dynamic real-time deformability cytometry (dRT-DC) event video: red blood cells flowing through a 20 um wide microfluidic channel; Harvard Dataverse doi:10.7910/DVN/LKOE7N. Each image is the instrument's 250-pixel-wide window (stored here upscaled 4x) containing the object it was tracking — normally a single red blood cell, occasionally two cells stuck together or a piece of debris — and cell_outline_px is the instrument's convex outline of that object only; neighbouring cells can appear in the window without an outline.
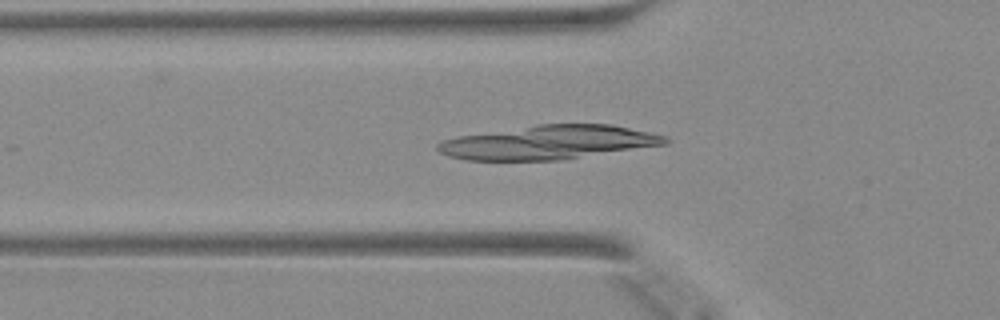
{"species": "Egyptian fruit bat (a non-hibernating species)", "species_latin": "Rousettus aegyptiacus", "temperature_condition": "warm", "stored_images_in_passage": 23, "camera_frame_rate_fps": 3000, "um_per_image_px": 0.085, "animal": {"sex": "female"}, "frame": {"image": 1, "passage_image": 14, "time_ms": 4.333, "image_size_px": [1000, 320], "cell_outline_px": [[668, 140], [664, 144], [556, 160], [464, 160], [448, 156], [440, 152], [436, 148], [436, 144], [444, 140], [460, 136], [536, 124], [612, 124], [668, 136]], "centroid_in_image_um": [46.58, 12.09], "position_along_channel_um": 79.2, "area_um2": 44.33}}
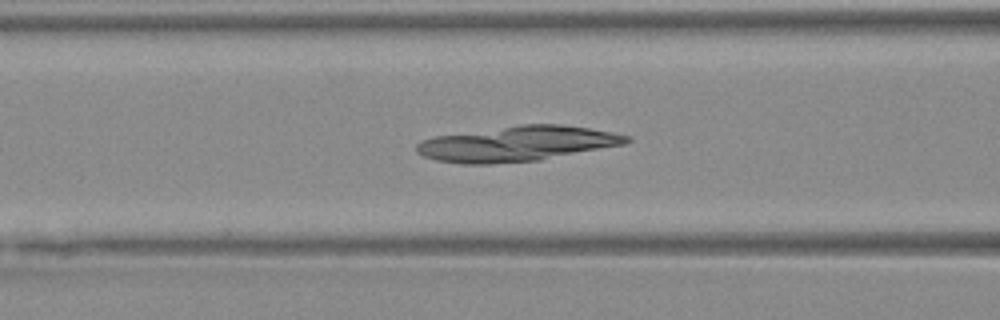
{"frame": {"image": 2, "passage_image": 17, "time_ms": 5.333, "image_size_px": [1000, 320], "cell_outline_px": [[632, 140], [624, 144], [540, 160], [488, 164], [460, 164], [436, 160], [424, 156], [416, 152], [416, 144], [424, 140], [436, 136], [520, 124], [560, 124], [588, 128], [612, 132], [632, 136]], "centroid_in_image_um": [43.97, 12.21], "position_along_channel_um": 122.6, "area_um2": 42.89}}
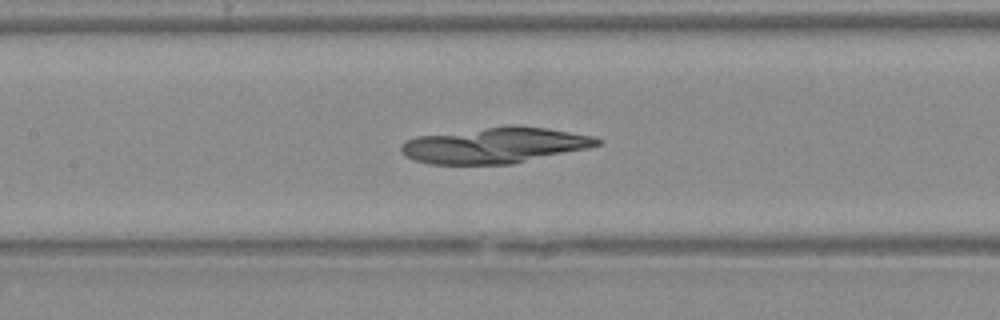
{"frame": {"image": 3, "passage_image": 20, "time_ms": 6.333, "image_size_px": [1000, 320], "cell_outline_px": [[604, 144], [588, 148], [512, 164], [428, 164], [412, 160], [404, 156], [400, 152], [400, 148], [408, 140], [416, 136], [512, 124], [544, 128], [596, 136], [604, 140]], "centroid_in_image_um": [42.09, 12.35], "position_along_channel_um": 165.3, "area_um2": 41.21}}